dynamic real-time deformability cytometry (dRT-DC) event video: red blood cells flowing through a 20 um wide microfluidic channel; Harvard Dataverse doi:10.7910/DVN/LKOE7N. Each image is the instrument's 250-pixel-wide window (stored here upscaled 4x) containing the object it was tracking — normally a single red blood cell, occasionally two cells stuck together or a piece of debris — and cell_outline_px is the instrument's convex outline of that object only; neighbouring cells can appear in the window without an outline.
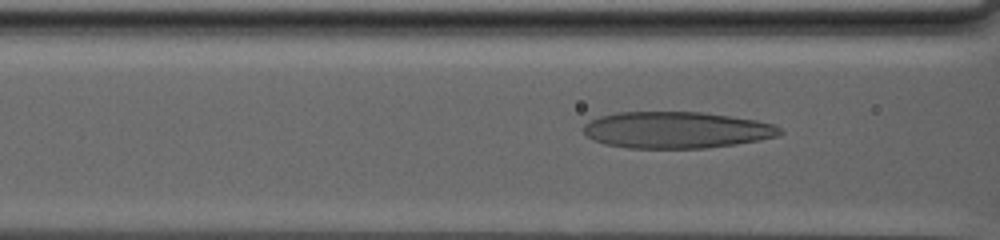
{"species": "human", "species_latin": "Homo sapiens", "temperature_condition": "warm", "stored_images_in_passage": 88, "camera_frame_rate_fps": 3000, "um_per_image_px": 0.085, "donor": {"sex": "male"}, "frame": {"image": 1, "passage_image": 41, "time_ms": 13.333, "image_size_px": [1000, 240], "cell_outline_px": [[784, 132], [776, 136], [760, 140], [736, 144], [708, 148], [628, 148], [604, 144], [588, 136], [584, 132], [584, 124], [588, 120], [600, 116], [616, 112], [704, 112], [756, 120], [772, 124], [780, 128]], "centroid_in_image_um": [57.49, 11.05], "position_along_channel_um": 109.1, "area_um2": 41.91}}
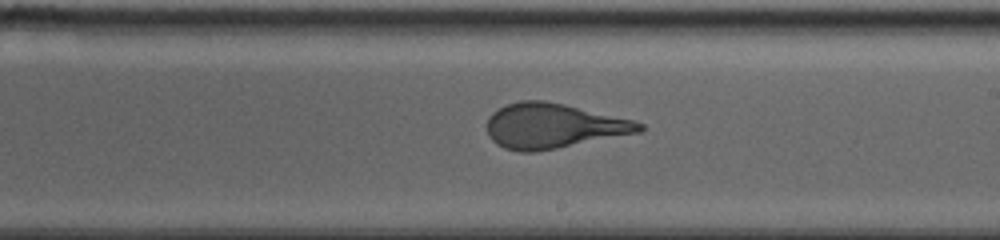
{"frame": {"image": 2, "passage_image": 57, "time_ms": 18.667, "image_size_px": [1000, 240], "cell_outline_px": [[644, 128], [640, 132], [536, 152], [520, 152], [504, 148], [496, 144], [488, 136], [488, 116], [492, 112], [508, 104], [520, 100], [544, 100], [564, 104], [632, 120], [644, 124]], "centroid_in_image_um": [46.99, 10.71], "position_along_channel_um": 242.0, "area_um2": 39.59}}
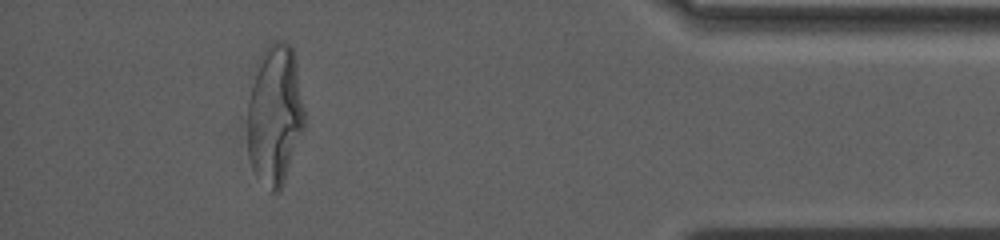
{"frame": {"image": 3, "passage_image": 82, "time_ms": 27.0, "image_size_px": [1000, 240], "cell_outline_px": [[304, 128], [284, 180], [280, 188], [276, 192], [272, 192], [252, 168], [248, 156], [248, 100], [256, 64], [264, 48], [268, 44], [276, 40], [284, 40], [292, 48], [296, 60], [304, 108]], "centroid_in_image_um": [23.36, 9.68], "position_along_channel_um": 411.8, "area_um2": 46.3}, "authors_computed_cell_mechanics": {"area_um2": 44.3904, "velocity_mm_per_s": 2.4868, "shape_relaxation_time_tau1_ms": null, "shape_relaxation_time_tau2_ms": 1.2086, "deformation_change_tau1": null, "deformation_change_tau2": 0.0934}}